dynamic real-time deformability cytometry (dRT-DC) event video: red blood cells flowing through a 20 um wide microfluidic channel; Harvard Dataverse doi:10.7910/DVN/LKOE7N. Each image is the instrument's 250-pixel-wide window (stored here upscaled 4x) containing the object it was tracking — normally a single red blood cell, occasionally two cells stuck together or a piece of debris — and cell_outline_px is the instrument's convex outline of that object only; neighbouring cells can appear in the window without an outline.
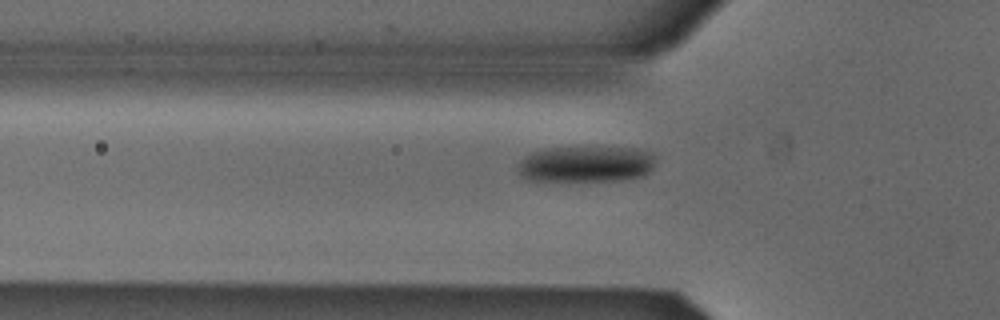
{"species": "Egyptian fruit bat (a non-hibernating species)", "species_latin": "Rousettus aegyptiacus", "temperature_condition": "cold", "stored_images_in_passage": 4, "camera_frame_rate_fps": 3000, "um_per_image_px": 0.085, "animal": {"sex": "male"}, "frame": {"image": 1, "passage_image": 4, "time_ms": 1.0, "image_size_px": [1000, 320], "cell_outline_px": [[656, 156], [652, 168], [644, 176], [620, 180], [524, 180], [520, 176], [516, 168], [520, 160], [524, 156], [532, 152], [548, 148], [636, 148], [652, 152]], "centroid_in_image_um": [49.79, 13.95], "position_along_channel_um": 76.0, "area_um2": 29.02}}